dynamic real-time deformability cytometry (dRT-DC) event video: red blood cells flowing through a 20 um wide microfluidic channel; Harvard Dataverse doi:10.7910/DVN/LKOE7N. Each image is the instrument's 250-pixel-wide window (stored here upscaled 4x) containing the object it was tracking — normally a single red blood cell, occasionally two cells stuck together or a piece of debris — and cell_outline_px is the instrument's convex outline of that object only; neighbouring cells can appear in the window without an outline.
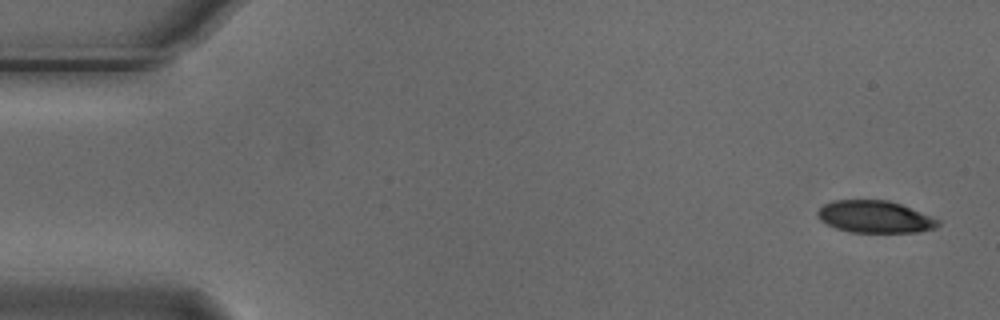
{"species": "Egyptian fruit bat (a non-hibernating species)", "species_latin": "Rousettus aegyptiacus", "temperature_condition": "cold", "stored_images_in_passage": 4, "camera_frame_rate_fps": 3000, "um_per_image_px": 0.085, "animal": {"sex": "male"}, "frame": {"image": 1, "passage_image": 1, "time_ms": 0.0, "image_size_px": [1000, 320], "cell_outline_px": [[940, 224], [936, 228], [920, 232], [848, 232], [836, 228], [820, 220], [816, 212], [824, 204], [832, 200], [888, 200], [900, 204], [932, 216], [940, 220]], "centroid_in_image_um": [74.38, 18.43], "position_along_channel_um": 10.6, "area_um2": 22.6}}
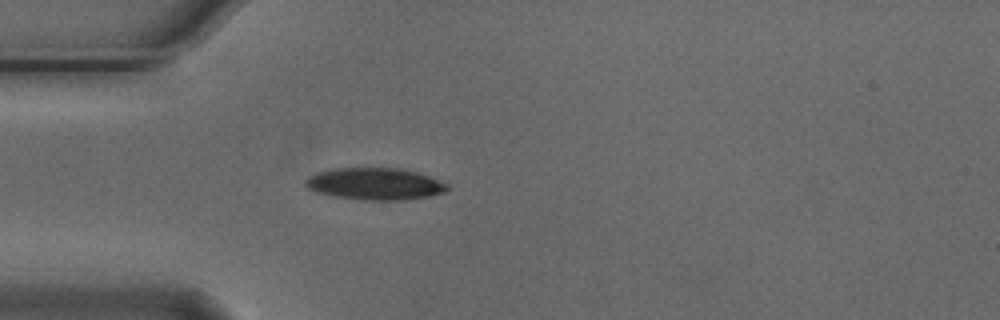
{"frame": {"image": 2, "passage_image": 4, "time_ms": 1.0, "image_size_px": [1000, 320], "cell_outline_px": [[448, 188], [444, 192], [428, 196], [404, 200], [364, 200], [332, 196], [316, 192], [308, 188], [304, 184], [304, 180], [308, 176], [316, 172], [332, 168], [400, 168], [416, 172], [428, 176], [448, 184]], "centroid_in_image_um": [31.81, 15.62], "position_along_channel_um": 53.2, "area_um2": 26.47}}